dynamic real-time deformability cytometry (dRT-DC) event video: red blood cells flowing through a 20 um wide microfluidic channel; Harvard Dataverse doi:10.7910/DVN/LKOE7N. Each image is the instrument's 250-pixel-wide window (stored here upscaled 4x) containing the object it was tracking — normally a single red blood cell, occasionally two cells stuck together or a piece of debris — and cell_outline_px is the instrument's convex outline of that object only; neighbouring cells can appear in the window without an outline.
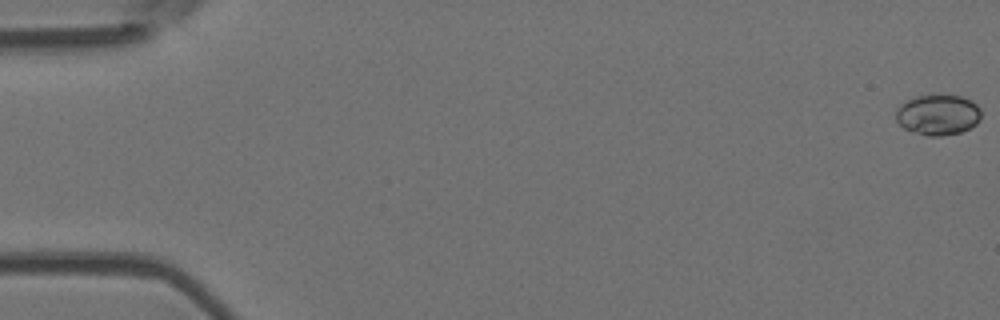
{"species": "Egyptian fruit bat (a non-hibernating species)", "species_latin": "Rousettus aegyptiacus", "temperature_condition": "room temperature", "stored_images_in_passage": 55, "camera_frame_rate_fps": 3000, "um_per_image_px": 0.085, "animal": {"sex": "female"}, "frame": {"image": 1, "passage_image": 1, "time_ms": 0.0, "image_size_px": [1000, 320], "cell_outline_px": [[980, 120], [976, 124], [960, 132], [940, 136], [928, 136], [912, 132], [904, 128], [896, 120], [896, 108], [900, 104], [916, 96], [960, 96], [972, 100], [980, 108]], "centroid_in_image_um": [79.71, 9.77], "position_along_channel_um": 5.3, "area_um2": 20.0}}
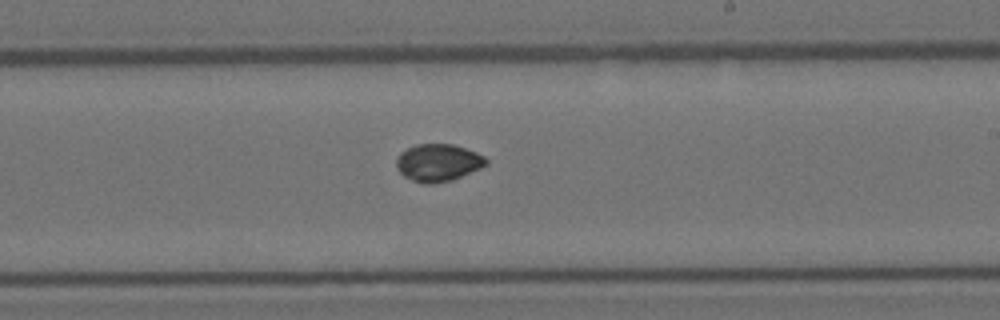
{"frame": {"image": 2, "passage_image": 33, "time_ms": 10.667, "image_size_px": [1000, 320], "cell_outline_px": [[488, 164], [480, 168], [452, 180], [432, 184], [424, 184], [412, 180], [404, 176], [396, 168], [396, 156], [400, 152], [416, 144], [452, 144], [476, 152], [484, 156], [488, 160]], "centroid_in_image_um": [37.22, 13.83], "position_along_channel_um": 251.8, "area_um2": 19.59}}
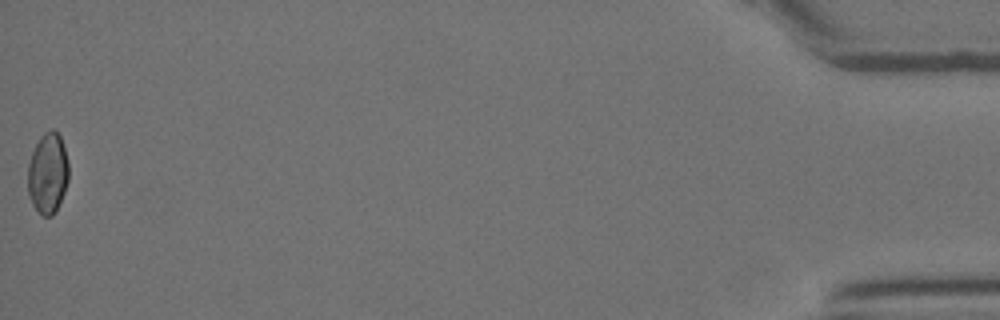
{"frame": {"image": 3, "passage_image": 55, "time_ms": 18.0, "image_size_px": [1000, 320], "cell_outline_px": [[68, 180], [64, 192], [56, 212], [52, 216], [44, 216], [32, 204], [28, 192], [28, 164], [32, 152], [40, 136], [44, 132], [52, 128], [56, 128], [60, 136], [64, 148], [68, 164]], "centroid_in_image_um": [4.06, 14.7], "position_along_channel_um": 431.1, "area_um2": 19.25}, "authors_computed_cell_mechanics": {"area_um2": 19.2474, "velocity_mm_per_s": 3.7773, "shape_relaxation_time_tau1_ms": null, "shape_relaxation_time_tau2_ms": 1.1525, "deformation_change_tau1": null, "deformation_change_tau2": 0.0285}}